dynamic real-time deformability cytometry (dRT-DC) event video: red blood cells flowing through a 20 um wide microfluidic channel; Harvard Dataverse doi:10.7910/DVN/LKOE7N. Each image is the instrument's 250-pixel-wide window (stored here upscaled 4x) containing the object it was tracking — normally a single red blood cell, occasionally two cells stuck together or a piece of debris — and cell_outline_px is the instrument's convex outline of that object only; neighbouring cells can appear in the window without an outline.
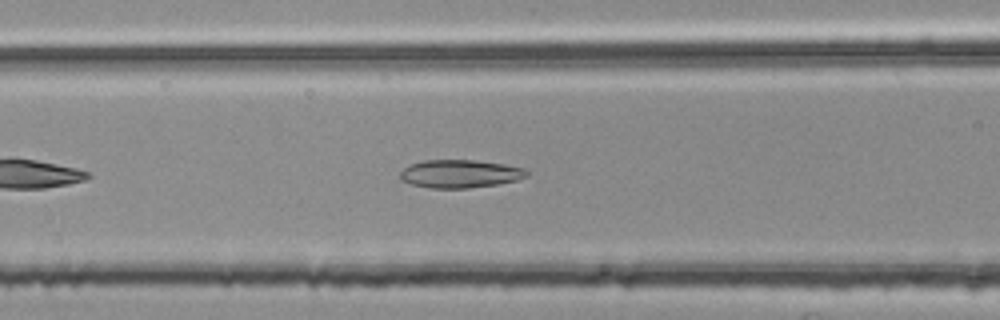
{"species": "common noctule bat (a hibernating species)", "species_latin": "Nyctalus noctula", "temperature_condition": "room temperature", "stored_images_in_passage": 33, "camera_frame_rate_fps": 3000, "um_per_image_px": 0.085, "animal": {"sex": "female", "body_mass_g": 25.1}, "frame": {"image": 1, "passage_image": 9, "time_ms": 2.667, "image_size_px": [1000, 320], "cell_outline_px": [[528, 176], [516, 180], [496, 184], [468, 188], [432, 188], [412, 184], [400, 180], [400, 172], [408, 164], [424, 160], [472, 160], [504, 164], [528, 168]], "centroid_in_image_um": [39.1, 14.76], "position_along_channel_um": 127.5, "area_um2": 20.75}}
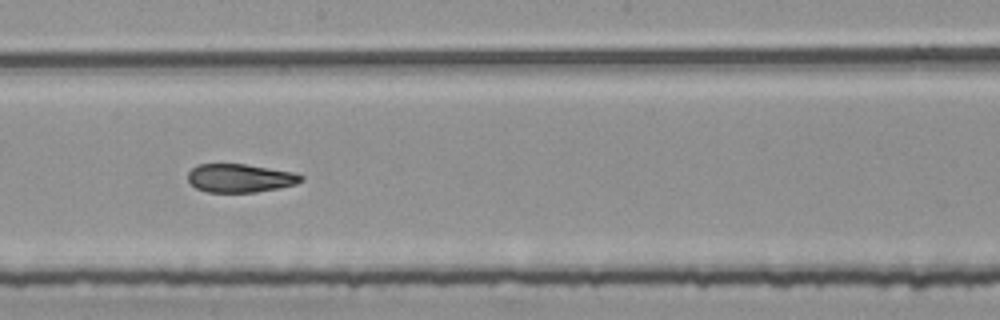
{"frame": {"image": 2, "passage_image": 17, "time_ms": 5.333, "image_size_px": [1000, 320], "cell_outline_px": [[304, 180], [296, 184], [280, 188], [256, 192], [208, 192], [196, 188], [188, 180], [188, 172], [196, 164], [244, 164], [292, 172], [304, 176]], "centroid_in_image_um": [20.41, 15.14], "position_along_channel_um": 227.8, "area_um2": 18.73}}
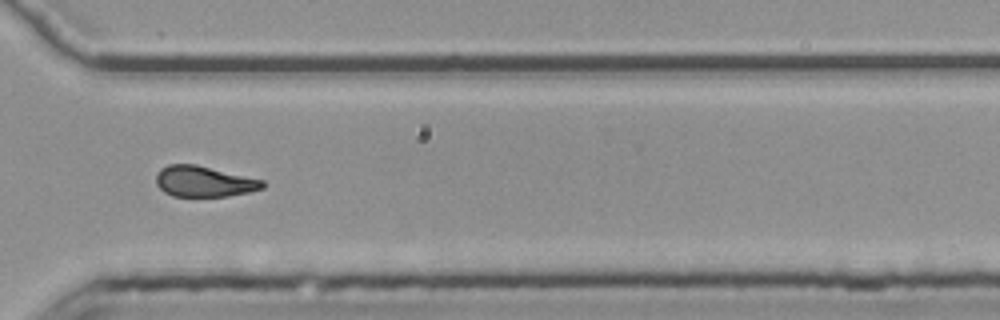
{"frame": {"image": 3, "passage_image": 27, "time_ms": 8.667, "image_size_px": [1000, 320], "cell_outline_px": [[264, 188], [248, 192], [228, 196], [172, 196], [164, 192], [156, 184], [156, 176], [160, 168], [168, 164], [196, 164], [264, 180]], "centroid_in_image_um": [17.32, 15.42], "position_along_channel_um": 353.3, "area_um2": 19.13}, "authors_computed_cell_mechanics": {"area_um2": 19.941, "velocity_mm_per_s": 3.773, "shape_relaxation_time_tau1_ms": 10.0792, "shape_relaxation_time_tau2_ms": 2.8474, "deformation_change_tau1": 0.2199, "deformation_change_tau2": 0.1099}}